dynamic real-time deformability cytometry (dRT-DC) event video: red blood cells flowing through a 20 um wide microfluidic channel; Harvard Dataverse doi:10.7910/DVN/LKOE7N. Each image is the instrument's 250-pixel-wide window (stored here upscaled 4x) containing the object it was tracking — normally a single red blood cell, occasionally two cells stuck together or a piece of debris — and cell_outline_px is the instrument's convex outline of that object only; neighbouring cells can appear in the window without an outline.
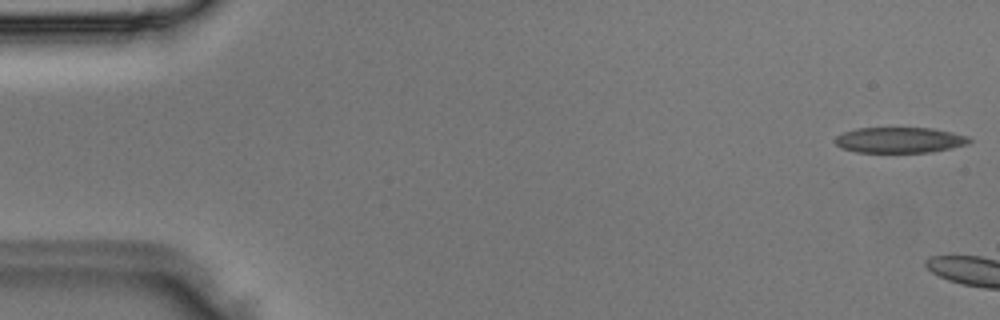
{"species": "Egyptian fruit bat (a non-hibernating species)", "species_latin": "Rousettus aegyptiacus", "temperature_condition": "room temperature", "stored_images_in_passage": 5, "camera_frame_rate_fps": 3000, "um_per_image_px": 0.085, "animal": {"sex": "male"}, "frame": {"image": 1, "passage_image": 1, "time_ms": 0.0, "image_size_px": [1000, 320], "cell_outline_px": [[972, 140], [968, 144], [952, 148], [932, 152], [856, 152], [840, 148], [832, 140], [836, 136], [844, 132], [856, 128], [932, 128], [972, 136]], "centroid_in_image_um": [76.49, 11.9], "position_along_channel_um": 8.5, "area_um2": 20.35}}